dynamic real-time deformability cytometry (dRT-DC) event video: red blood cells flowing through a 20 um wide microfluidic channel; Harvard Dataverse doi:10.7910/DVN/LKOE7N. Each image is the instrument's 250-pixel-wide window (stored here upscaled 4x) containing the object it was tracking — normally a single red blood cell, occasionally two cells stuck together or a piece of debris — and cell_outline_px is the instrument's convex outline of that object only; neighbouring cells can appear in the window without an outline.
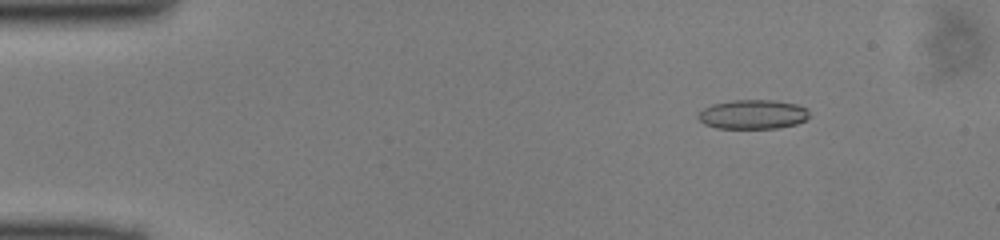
{"species": "common noctule bat (a hibernating species)", "species_latin": "Nyctalus noctula", "temperature_condition": "cold", "stored_images_in_passage": 49, "camera_frame_rate_fps": 3000, "um_per_image_px": 0.085, "animal": {"sex": "male", "body_mass_g": 13.0, "forearm_length_mm": 53.1}, "frame": {"image": 1, "passage_image": 6, "time_ms": 1.667, "image_size_px": [1000, 240], "cell_outline_px": [[808, 116], [804, 120], [796, 124], [780, 128], [716, 128], [704, 124], [696, 116], [704, 108], [712, 104], [732, 100], [776, 100], [796, 104], [808, 108]], "centroid_in_image_um": [63.99, 9.72], "position_along_channel_um": 21.0, "area_um2": 19.02}}
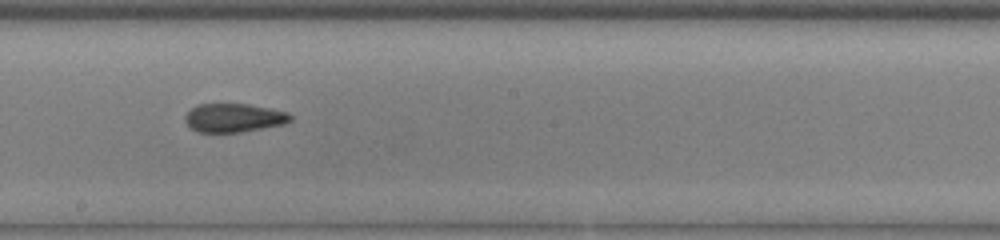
{"frame": {"image": 2, "passage_image": 27, "time_ms": 8.667, "image_size_px": [1000, 240], "cell_outline_px": [[292, 120], [284, 124], [240, 132], [196, 132], [188, 128], [184, 120], [184, 116], [196, 104], [248, 104], [272, 108], [288, 112], [292, 116]], "centroid_in_image_um": [19.85, 10.01], "position_along_channel_um": 228.3, "area_um2": 17.8}}
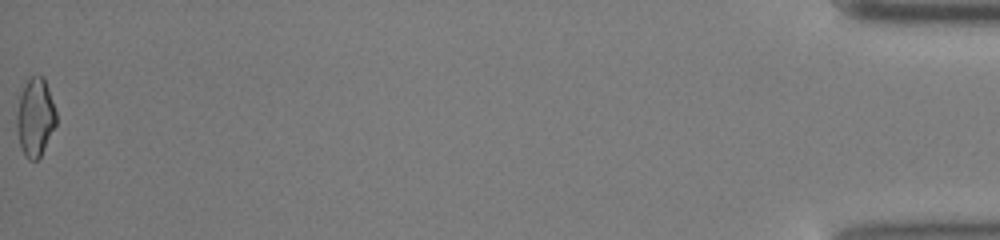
{"frame": {"image": 3, "passage_image": 49, "time_ms": 16.0, "image_size_px": [1000, 240], "cell_outline_px": [[56, 124], [40, 156], [36, 160], [28, 160], [24, 156], [20, 148], [16, 128], [16, 116], [20, 96], [28, 76], [44, 76], [56, 112]], "centroid_in_image_um": [2.97, 9.98], "position_along_channel_um": 432.2, "area_um2": 17.98}}